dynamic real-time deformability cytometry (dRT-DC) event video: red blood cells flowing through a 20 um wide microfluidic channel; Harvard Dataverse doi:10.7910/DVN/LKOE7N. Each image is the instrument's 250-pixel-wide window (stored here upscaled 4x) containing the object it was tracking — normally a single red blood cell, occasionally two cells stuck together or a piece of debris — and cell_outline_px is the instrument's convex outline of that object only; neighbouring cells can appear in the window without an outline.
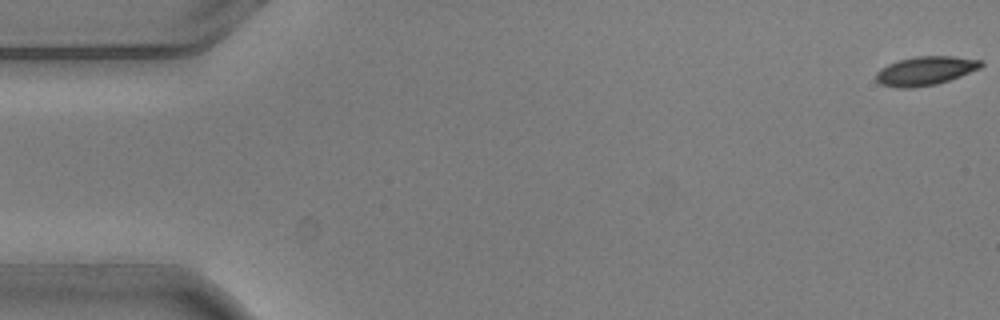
{"species": "common noctule bat (a hibernating species)", "species_latin": "Nyctalus noctula", "temperature_condition": "warm", "stored_images_in_passage": 5, "segment_of_instrument_passage": [2, 2], "camera_frame_rate_fps": 3000, "um_per_image_px": 0.085, "animal": {"sex": "male", "body_mass_g": 20.5, "forearm_length_mm": 52.5}, "frame": {"image": 1, "passage_image": 5, "time_ms": 1.333, "image_size_px": [1000, 320], "cell_outline_px": [[984, 64], [980, 68], [960, 76], [936, 84], [912, 88], [900, 88], [880, 84], [876, 80], [876, 72], [880, 68], [888, 64], [900, 60], [916, 56], [956, 56], [984, 60]], "centroid_in_image_um": [78.67, 6.01], "position_along_channel_um": 6.3, "area_um2": 17.69}}